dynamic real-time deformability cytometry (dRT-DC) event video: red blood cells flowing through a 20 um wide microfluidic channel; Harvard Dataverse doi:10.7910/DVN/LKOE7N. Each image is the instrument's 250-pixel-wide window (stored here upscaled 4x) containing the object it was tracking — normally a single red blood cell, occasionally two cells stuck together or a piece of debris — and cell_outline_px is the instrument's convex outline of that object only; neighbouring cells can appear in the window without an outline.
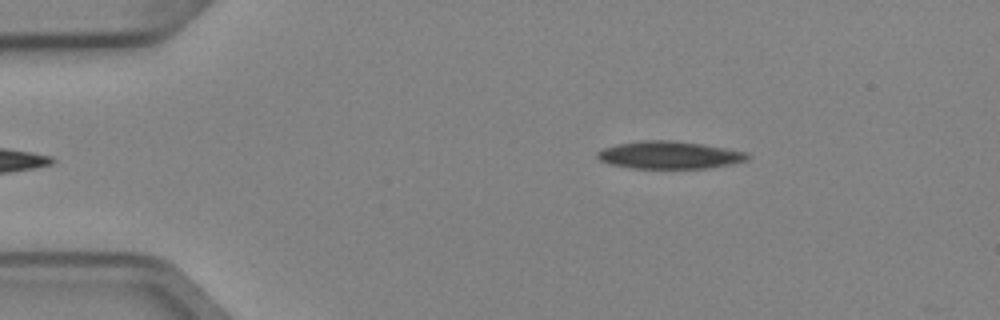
{"species": "Egyptian fruit bat (a non-hibernating species)", "species_latin": "Rousettus aegyptiacus", "temperature_condition": "cold", "stored_images_in_passage": 2, "camera_frame_rate_fps": 3000, "um_per_image_px": 0.085, "animal": {"sex": "female"}, "frame": {"image": 1, "passage_image": 2, "time_ms": 0.333, "image_size_px": [1000, 320], "cell_outline_px": [[752, 156], [748, 160], [732, 164], [708, 168], [632, 168], [608, 164], [600, 160], [596, 156], [596, 152], [604, 148], [616, 144], [640, 140], [668, 140], [700, 144], [748, 152]], "centroid_in_image_um": [56.89, 13.18], "position_along_channel_um": 28.1, "area_um2": 24.16}}